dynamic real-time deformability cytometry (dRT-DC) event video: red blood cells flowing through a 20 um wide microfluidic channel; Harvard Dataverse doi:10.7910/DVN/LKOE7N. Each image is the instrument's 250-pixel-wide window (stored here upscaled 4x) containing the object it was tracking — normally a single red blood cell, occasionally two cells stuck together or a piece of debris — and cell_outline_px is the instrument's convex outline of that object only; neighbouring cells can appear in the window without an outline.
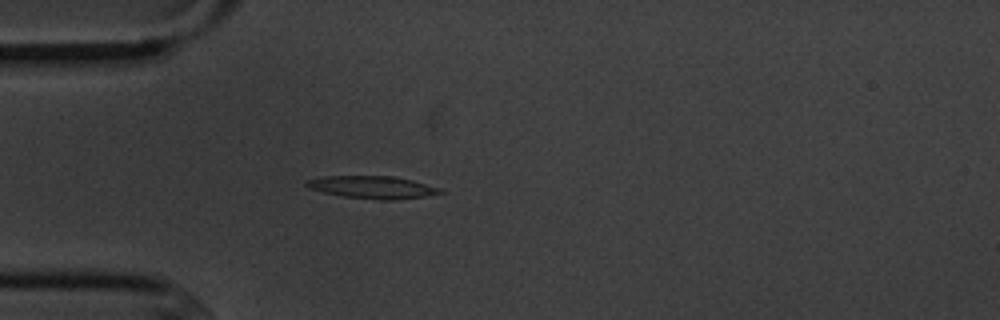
{"species": "common noctule bat (a hibernating species)", "species_latin": "Nyctalus noctula", "temperature_condition": "cold", "stored_images_in_passage": 3, "camera_frame_rate_fps": 3000, "um_per_image_px": 0.085, "animal": {"sex": "male", "body_mass_g": 20.1, "forearm_length_mm": 53.5}, "frame": {"image": 1, "passage_image": 3, "time_ms": 2.333, "image_size_px": [1000, 320], "cell_outline_px": [[444, 192], [424, 196], [392, 200], [380, 200], [344, 196], [324, 192], [308, 188], [304, 184], [304, 180], [324, 176], [396, 176], [412, 180], [440, 188]], "centroid_in_image_um": [31.62, 15.9], "position_along_channel_um": 53.4, "area_um2": 17.46}}